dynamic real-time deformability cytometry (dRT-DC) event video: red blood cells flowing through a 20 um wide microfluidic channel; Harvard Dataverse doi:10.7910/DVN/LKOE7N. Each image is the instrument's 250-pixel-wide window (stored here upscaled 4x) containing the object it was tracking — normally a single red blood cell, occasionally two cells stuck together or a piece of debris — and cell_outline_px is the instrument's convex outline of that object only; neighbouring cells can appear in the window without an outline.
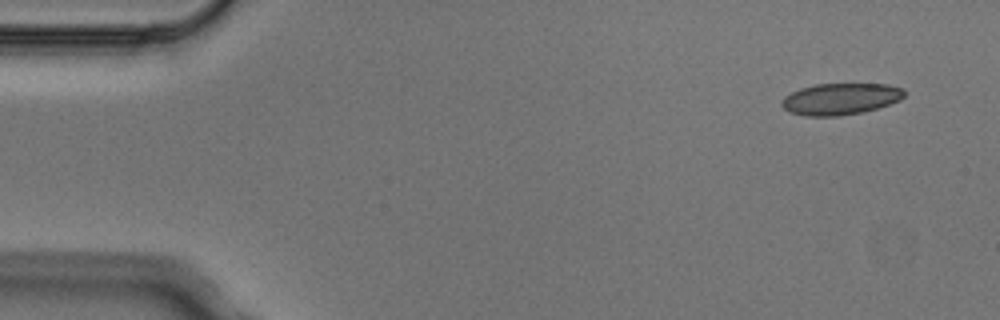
{"species": "Egyptian fruit bat (a non-hibernating species)", "species_latin": "Rousettus aegyptiacus", "temperature_condition": "cold", "stored_images_in_passage": 4, "camera_frame_rate_fps": 3000, "um_per_image_px": 0.085, "animal": {"sex": "male"}, "frame": {"image": 1, "passage_image": 1, "time_ms": 0.0, "image_size_px": [1000, 320], "cell_outline_px": [[904, 96], [900, 100], [864, 112], [840, 116], [804, 116], [788, 112], [780, 104], [780, 100], [784, 96], [800, 88], [816, 84], [888, 84], [904, 88]], "centroid_in_image_um": [71.41, 8.41], "position_along_channel_um": 13.6, "area_um2": 22.72}}
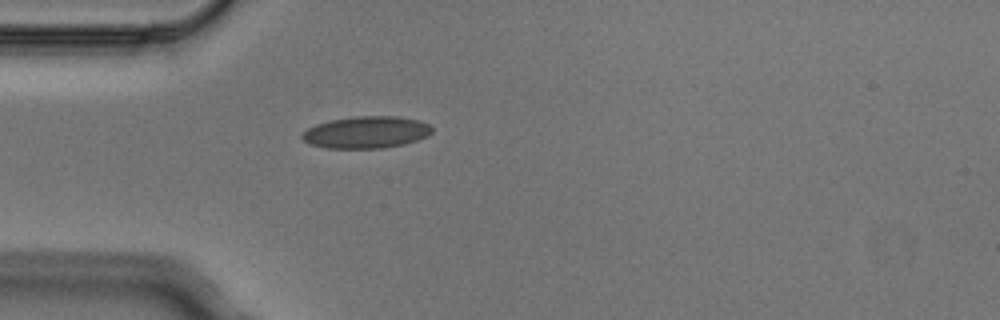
{"frame": {"image": 2, "passage_image": 4, "time_ms": 1.0, "image_size_px": [1000, 320], "cell_outline_px": [[432, 132], [428, 136], [404, 144], [384, 148], [328, 148], [308, 144], [300, 136], [308, 128], [316, 124], [332, 120], [356, 116], [396, 116], [420, 120], [428, 124], [432, 128]], "centroid_in_image_um": [31.14, 11.24], "position_along_channel_um": 53.9, "area_um2": 24.16}}